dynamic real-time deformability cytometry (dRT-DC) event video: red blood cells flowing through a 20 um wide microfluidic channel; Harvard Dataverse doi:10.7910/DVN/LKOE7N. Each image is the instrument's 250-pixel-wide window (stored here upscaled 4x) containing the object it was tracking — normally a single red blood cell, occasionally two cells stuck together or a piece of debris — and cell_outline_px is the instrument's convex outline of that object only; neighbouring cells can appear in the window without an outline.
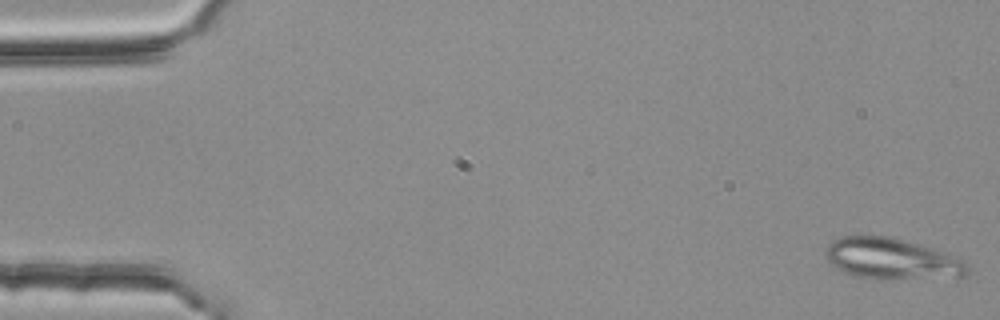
{"species": "common noctule bat (a hibernating species)", "species_latin": "Nyctalus noctula", "temperature_condition": "room temperature", "stored_images_in_passage": 17, "camera_frame_rate_fps": 3000, "um_per_image_px": 0.085, "animal": {"sex": "female", "body_mass_g": 25.1}, "frame": {"image": 1, "passage_image": 1, "time_ms": 0.0, "image_size_px": [1000, 320], "cell_outline_px": [[968, 272], [964, 276], [900, 280], [876, 280], [852, 276], [836, 268], [828, 260], [824, 252], [824, 248], [832, 240], [844, 236], [892, 236], [932, 248], [956, 256], [964, 260], [968, 264]], "centroid_in_image_um": [75.79, 22.02], "position_along_channel_um": 9.2, "area_um2": 34.62}}